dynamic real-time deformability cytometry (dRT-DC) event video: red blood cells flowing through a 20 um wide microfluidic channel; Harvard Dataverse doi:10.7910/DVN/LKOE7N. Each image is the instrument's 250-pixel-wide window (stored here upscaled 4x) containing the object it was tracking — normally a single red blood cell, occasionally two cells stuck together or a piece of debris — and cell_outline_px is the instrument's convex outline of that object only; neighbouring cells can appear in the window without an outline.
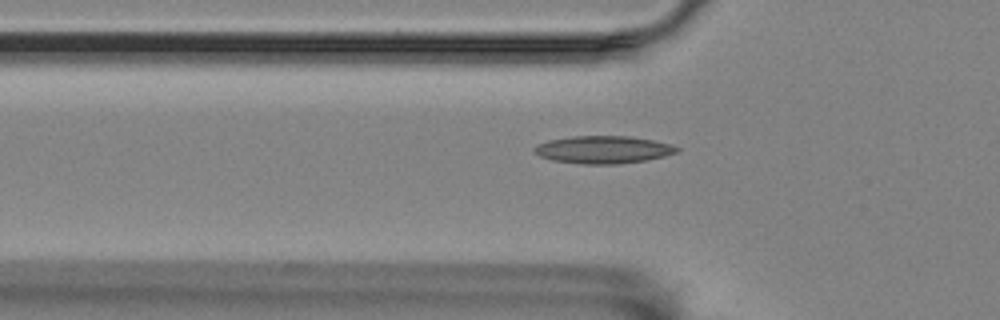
{"species": "Egyptian fruit bat (a non-hibernating species)", "species_latin": "Rousettus aegyptiacus", "temperature_condition": "room temperature", "stored_images_in_passage": 39, "camera_frame_rate_fps": 3000, "um_per_image_px": 0.085, "animal": {"sex": "female"}, "frame": {"image": 1, "passage_image": 6, "time_ms": 1.667, "image_size_px": [1000, 320], "cell_outline_px": [[680, 152], [648, 160], [616, 164], [584, 164], [552, 160], [540, 156], [532, 152], [532, 148], [536, 144], [548, 140], [572, 136], [632, 136], [672, 144], [680, 148]], "centroid_in_image_um": [51.27, 12.72], "position_along_channel_um": 74.5, "area_um2": 23.18}}
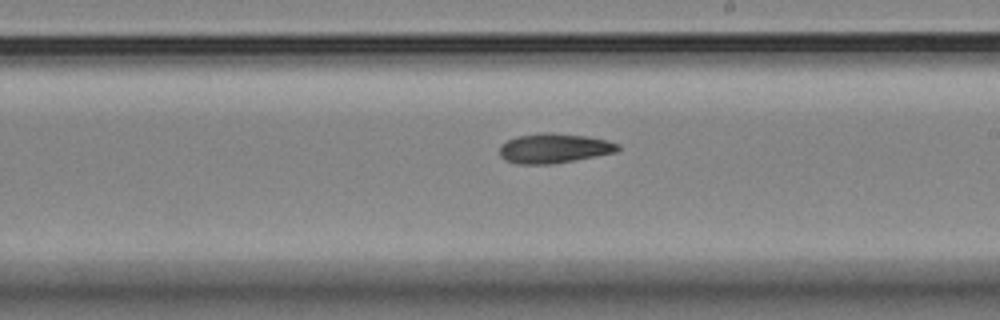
{"frame": {"image": 2, "passage_image": 20, "time_ms": 6.333, "image_size_px": [1000, 320], "cell_outline_px": [[620, 148], [616, 152], [596, 156], [552, 164], [516, 164], [504, 160], [500, 156], [500, 144], [516, 136], [540, 132], [552, 132], [584, 136], [608, 140], [620, 144]], "centroid_in_image_um": [47.07, 12.6], "position_along_channel_um": 241.9, "area_um2": 20.63}}
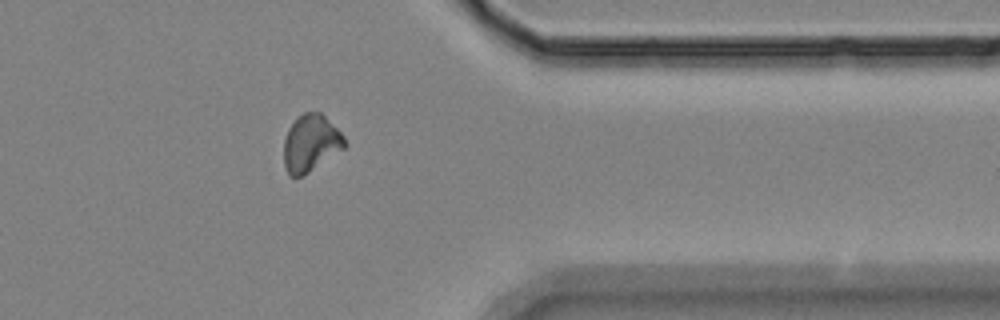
{"frame": {"image": 3, "passage_image": 33, "time_ms": 10.667, "image_size_px": [1000, 320], "cell_outline_px": [[348, 144], [344, 148], [304, 176], [292, 176], [288, 172], [284, 164], [284, 140], [288, 128], [304, 112], [320, 112], [344, 136]], "centroid_in_image_um": [26.42, 12.19], "position_along_channel_um": 385.0, "area_um2": 19.94}, "authors_computed_cell_mechanics": {"area_um2": 20.1144, "velocity_mm_per_s": 3.5651, "shape_relaxation_time_tau1_ms": null, "shape_relaxation_time_tau2_ms": 9.6592, "deformation_change_tau1": null, "deformation_change_tau2": 0.1726}}